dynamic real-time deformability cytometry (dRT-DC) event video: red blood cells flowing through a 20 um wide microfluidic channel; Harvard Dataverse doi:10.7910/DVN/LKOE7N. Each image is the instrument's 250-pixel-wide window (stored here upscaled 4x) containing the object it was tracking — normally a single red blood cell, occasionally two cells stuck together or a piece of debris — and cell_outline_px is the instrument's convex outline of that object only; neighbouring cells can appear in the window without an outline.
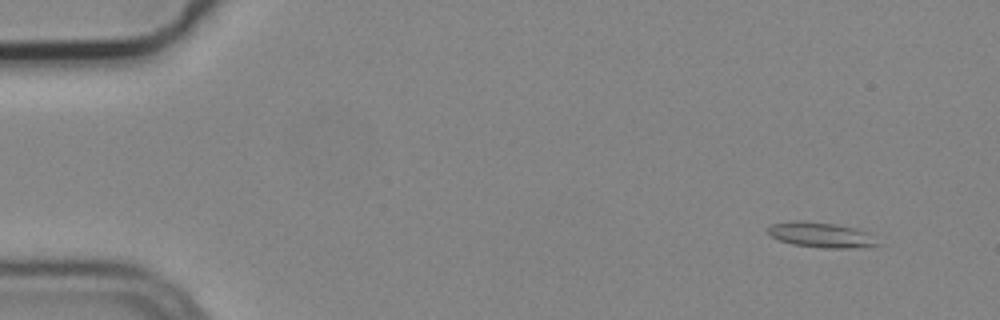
{"species": "common noctule bat (a hibernating species)", "species_latin": "Nyctalus noctula", "temperature_condition": "cold", "stored_images_in_passage": 6, "camera_frame_rate_fps": 3000, "um_per_image_px": 0.085, "animal": {"sex": "male", "body_mass_g": 19.2, "forearm_length_mm": 51.8}, "frame": {"image": 1, "passage_image": 2, "time_ms": 0.333, "image_size_px": [1000, 320], "cell_outline_px": [[880, 244], [848, 248], [820, 248], [792, 244], [780, 240], [772, 236], [768, 232], [768, 228], [772, 224], [796, 220], [800, 220], [836, 224], [856, 228], [868, 232]], "centroid_in_image_um": [69.78, 19.96], "position_along_channel_um": 15.2, "area_um2": 15.95}}
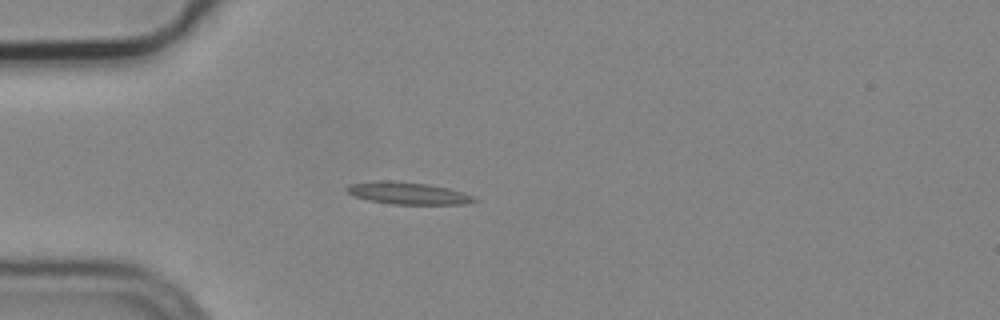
{"frame": {"image": 2, "passage_image": 5, "time_ms": 1.333, "image_size_px": [1000, 320], "cell_outline_px": [[480, 200], [464, 204], [392, 204], [368, 200], [356, 196], [348, 192], [348, 184], [380, 180], [392, 180], [428, 184], [448, 188], [472, 196]], "centroid_in_image_um": [34.68, 16.42], "position_along_channel_um": 50.3, "area_um2": 16.24}}